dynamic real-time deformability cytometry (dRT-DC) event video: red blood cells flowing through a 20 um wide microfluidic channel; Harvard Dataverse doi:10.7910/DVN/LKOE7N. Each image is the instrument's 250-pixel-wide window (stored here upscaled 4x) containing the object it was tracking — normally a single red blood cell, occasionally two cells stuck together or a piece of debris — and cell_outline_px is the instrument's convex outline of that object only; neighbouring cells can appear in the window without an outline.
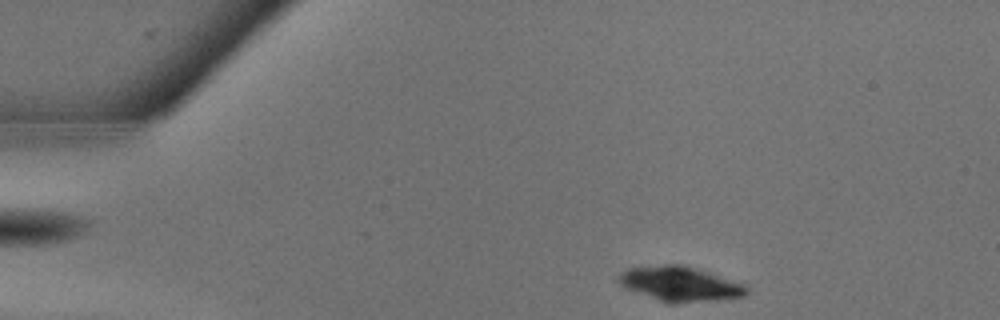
{"species": "common noctule bat (a hibernating species)", "species_latin": "Nyctalus noctula", "temperature_condition": "warm", "stored_images_in_passage": 18, "camera_frame_rate_fps": 3000, "um_per_image_px": 0.085, "animal": {"sex": "male", "body_mass_g": 13.3}, "frame": {"image": 1, "passage_image": 1, "time_ms": 0.0, "image_size_px": [1000, 320], "cell_outline_px": [[748, 292], [744, 296], [716, 300], [664, 300], [624, 288], [616, 280], [620, 272], [628, 268], [660, 264], [684, 264], [704, 268], [744, 284], [748, 288]], "centroid_in_image_um": [57.83, 24.04], "position_along_channel_um": 27.2, "area_um2": 25.55}}
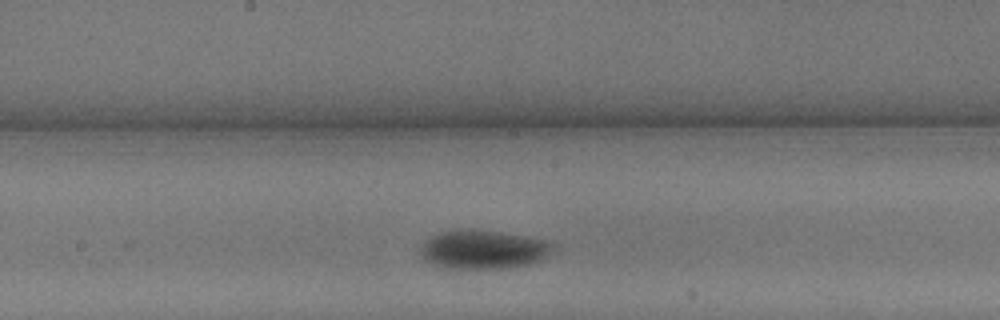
{"frame": {"image": 2, "passage_image": 11, "time_ms": 3.333, "image_size_px": [1000, 320], "cell_outline_px": [[552, 248], [540, 260], [528, 264], [508, 268], [440, 268], [424, 260], [420, 252], [420, 244], [424, 240], [440, 232], [456, 228], [476, 228], [524, 236], [544, 240], [552, 244]], "centroid_in_image_um": [40.96, 21.19], "position_along_channel_um": 207.2, "area_um2": 30.11}}
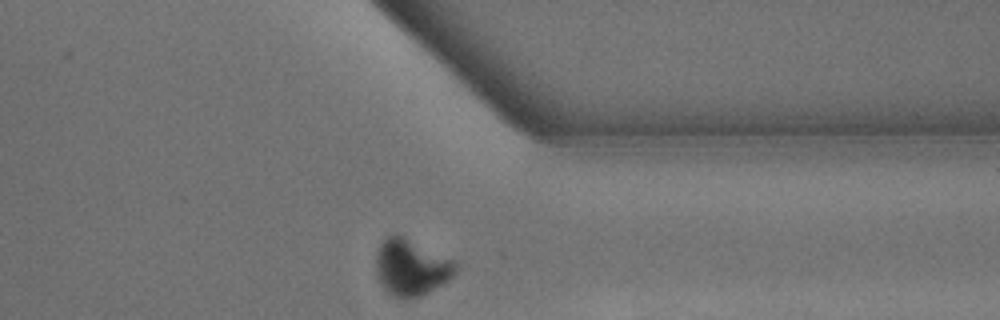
{"frame": {"image": 3, "passage_image": 18, "time_ms": 5.667, "image_size_px": [1000, 320], "cell_outline_px": [[460, 264], [456, 272], [448, 280], [428, 292], [420, 296], [404, 300], [392, 296], [384, 288], [376, 272], [376, 252], [380, 244], [392, 232], [400, 232], [456, 260]], "centroid_in_image_um": [34.98, 22.67], "position_along_channel_um": 376.4, "area_um2": 27.05}}